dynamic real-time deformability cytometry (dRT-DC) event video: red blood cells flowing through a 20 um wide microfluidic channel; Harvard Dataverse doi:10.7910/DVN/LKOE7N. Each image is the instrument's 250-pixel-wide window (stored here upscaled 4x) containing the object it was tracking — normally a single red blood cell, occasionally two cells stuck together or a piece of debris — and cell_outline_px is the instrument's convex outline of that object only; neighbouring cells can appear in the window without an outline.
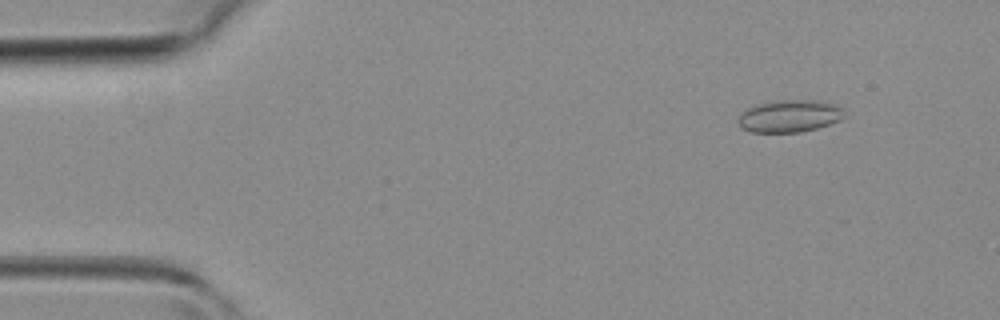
{"species": "common noctule bat (a hibernating species)", "species_latin": "Nyctalus noctula", "temperature_condition": "room temperature", "stored_images_in_passage": 22, "camera_frame_rate_fps": 3000, "um_per_image_px": 0.085, "animal": {"sex": "female", "body_mass_g": 19.3, "forearm_length_mm": 54.1}, "frame": {"image": 1, "passage_image": 5, "time_ms": 1.333, "image_size_px": [1000, 320], "cell_outline_px": [[844, 116], [840, 120], [816, 128], [800, 132], [752, 132], [744, 128], [740, 124], [740, 116], [748, 108], [756, 104], [776, 100], [816, 100], [836, 104], [844, 108]], "centroid_in_image_um": [67.17, 9.85], "position_along_channel_um": 17.8, "area_um2": 19.77}}
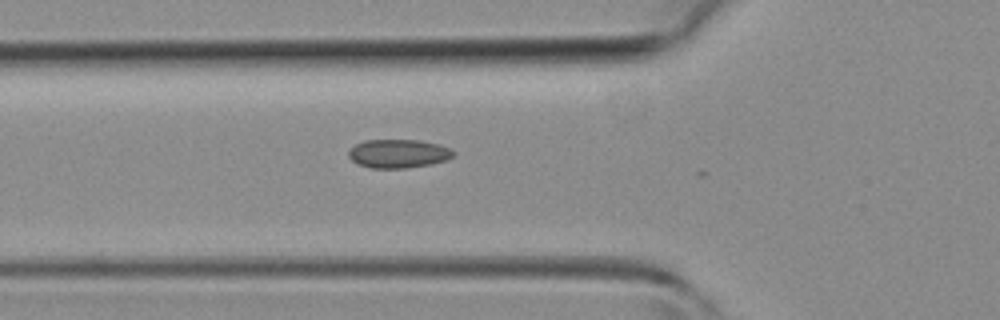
{"frame": {"image": 2, "passage_image": 15, "time_ms": 4.667, "image_size_px": [1000, 320], "cell_outline_px": [[456, 152], [448, 160], [432, 164], [408, 168], [368, 168], [356, 164], [348, 156], [348, 152], [356, 144], [364, 140], [420, 140], [440, 144]], "centroid_in_image_um": [33.87, 13.06], "position_along_channel_um": 91.9, "area_um2": 17.69}}
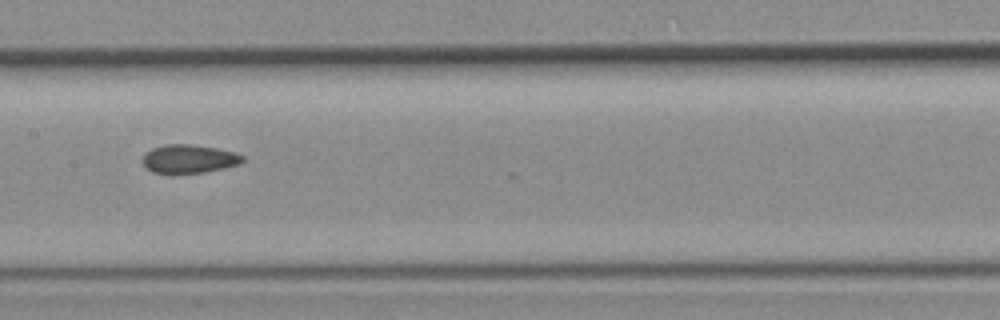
{"frame": {"image": 3, "passage_image": 21, "time_ms": 6.667, "image_size_px": [1000, 320], "cell_outline_px": [[244, 160], [240, 164], [224, 168], [204, 172], [172, 176], [168, 176], [152, 172], [144, 164], [144, 156], [152, 148], [164, 144], [188, 144], [216, 148], [236, 152], [244, 156]], "centroid_in_image_um": [16.07, 13.54], "position_along_channel_um": 191.3, "area_um2": 17.05}}